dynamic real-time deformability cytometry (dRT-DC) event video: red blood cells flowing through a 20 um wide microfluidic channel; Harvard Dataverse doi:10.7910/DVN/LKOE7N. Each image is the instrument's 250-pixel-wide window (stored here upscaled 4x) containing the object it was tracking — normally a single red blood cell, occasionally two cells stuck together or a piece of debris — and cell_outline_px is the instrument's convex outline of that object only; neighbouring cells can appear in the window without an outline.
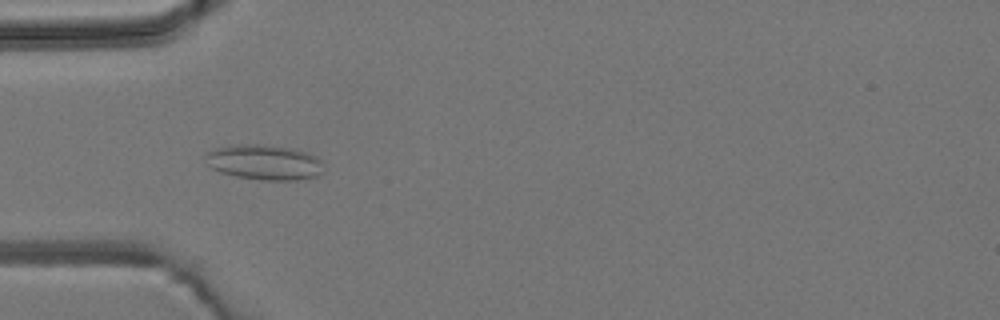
{"species": "common noctule bat (a hibernating species)", "species_latin": "Nyctalus noctula", "temperature_condition": "room temperature", "stored_images_in_passage": 4, "camera_frame_rate_fps": 3000, "um_per_image_px": 0.085, "animal": {"sex": "male", "body_mass_g": 19.2, "forearm_length_mm": 51.8}, "frame": {"image": 1, "passage_image": 4, "time_ms": 3.333, "image_size_px": [1000, 320], "cell_outline_px": [[324, 172], [316, 176], [296, 180], [260, 180], [236, 176], [220, 172], [212, 168], [208, 164], [204, 156], [204, 152], [216, 148], [232, 144], [264, 144], [292, 148], [308, 152], [316, 156], [320, 160]], "centroid_in_image_um": [22.45, 13.78], "position_along_channel_um": 62.6, "area_um2": 24.51}}